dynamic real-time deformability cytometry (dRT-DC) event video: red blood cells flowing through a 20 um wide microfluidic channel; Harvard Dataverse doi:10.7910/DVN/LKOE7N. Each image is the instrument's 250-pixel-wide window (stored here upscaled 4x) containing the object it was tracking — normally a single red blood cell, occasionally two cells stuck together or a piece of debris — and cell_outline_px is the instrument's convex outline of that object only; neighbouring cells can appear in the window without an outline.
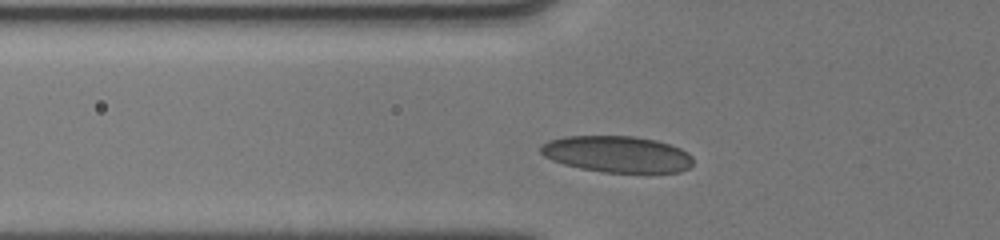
{"species": "human", "species_latin": "Homo sapiens", "temperature_condition": "cold", "stored_images_in_passage": 32, "camera_frame_rate_fps": 3000, "um_per_image_px": 0.085, "donor": {"sex": "male"}, "frame": {"image": 1, "passage_image": 2, "time_ms": 0.333, "image_size_px": [1000, 240], "cell_outline_px": [[692, 164], [688, 168], [680, 172], [604, 172], [580, 168], [564, 164], [552, 160], [544, 156], [540, 152], [540, 148], [548, 140], [564, 136], [636, 136], [656, 140], [680, 148], [688, 152], [692, 156]], "centroid_in_image_um": [52.45, 13.1], "position_along_channel_um": 73.4, "area_um2": 32.31}}
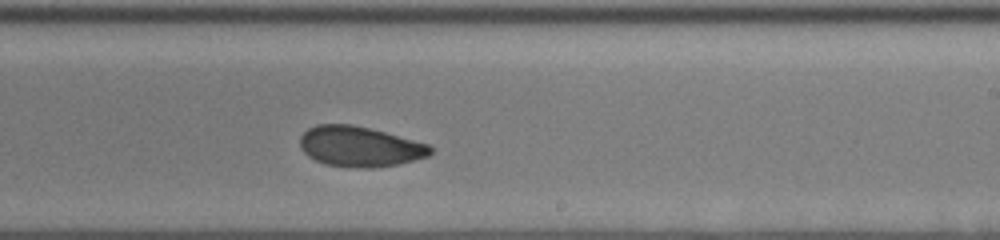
{"frame": {"image": 2, "passage_image": 19, "time_ms": 5.0, "image_size_px": [1000, 240], "cell_outline_px": [[432, 152], [428, 156], [400, 164], [372, 168], [356, 168], [324, 164], [308, 156], [300, 148], [300, 136], [308, 128], [316, 124], [352, 124], [384, 132], [428, 144], [432, 148]], "centroid_in_image_um": [30.55, 12.46], "position_along_channel_um": 258.5, "area_um2": 30.63}}
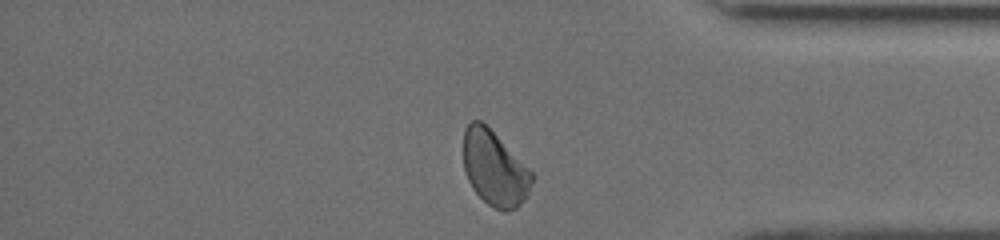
{"frame": {"image": 3, "passage_image": 32, "time_ms": 8.667, "image_size_px": [1000, 240], "cell_outline_px": [[532, 180], [528, 192], [524, 200], [516, 208], [504, 212], [488, 204], [472, 188], [468, 180], [464, 168], [464, 128], [472, 120], [480, 120], [532, 172]], "centroid_in_image_um": [42.01, 14.33], "position_along_channel_um": 393.2, "area_um2": 29.13}, "authors_computed_cell_mechanics": {"area_um2": 31.5588, "velocity_mm_per_s": 4.0114, "shape_relaxation_time_tau1_ms": 5.9572, "shape_relaxation_time_tau2_ms": 2.0966, "deformation_change_tau1": 0.1304, "deformation_change_tau2": 0.0555}}